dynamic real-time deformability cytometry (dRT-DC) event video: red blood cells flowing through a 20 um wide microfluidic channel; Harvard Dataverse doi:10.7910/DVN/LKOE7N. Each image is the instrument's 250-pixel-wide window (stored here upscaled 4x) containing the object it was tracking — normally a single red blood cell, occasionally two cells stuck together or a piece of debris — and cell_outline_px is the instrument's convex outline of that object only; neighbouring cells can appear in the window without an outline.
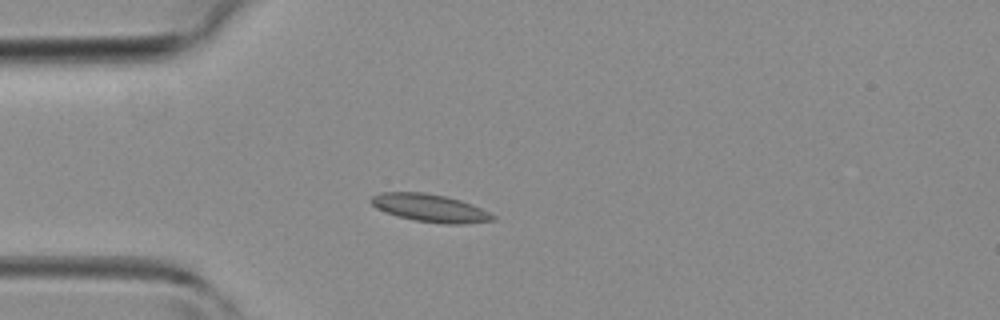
{"species": "common noctule bat (a hibernating species)", "species_latin": "Nyctalus noctula", "temperature_condition": "room temperature", "stored_images_in_passage": 32, "camera_frame_rate_fps": 3000, "um_per_image_px": 0.085, "animal": {"sex": "female", "body_mass_g": 19.3, "forearm_length_mm": 54.1}, "frame": {"image": 1, "passage_image": 1, "time_ms": 0.0, "image_size_px": [1000, 320], "cell_outline_px": [[496, 220], [464, 224], [444, 224], [416, 220], [396, 216], [376, 208], [368, 200], [372, 196], [380, 192], [424, 192], [448, 196], [472, 204], [496, 216]], "centroid_in_image_um": [36.55, 17.67], "position_along_channel_um": 48.5, "area_um2": 19.83}}
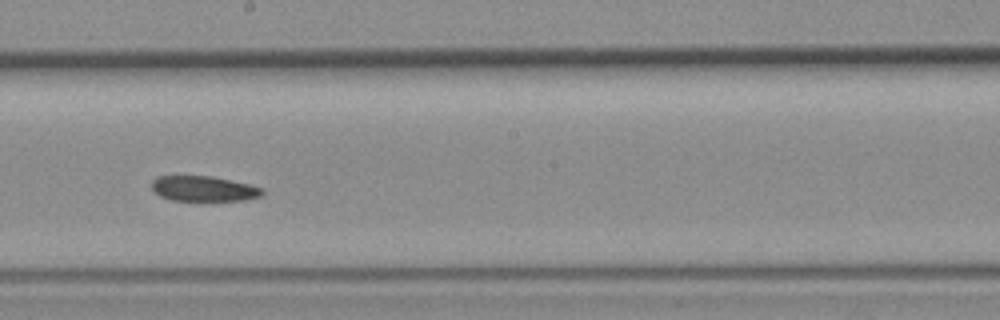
{"frame": {"image": 2, "passage_image": 13, "time_ms": 4.0, "image_size_px": [1000, 320], "cell_outline_px": [[264, 192], [260, 196], [244, 200], [172, 200], [160, 196], [152, 188], [152, 180], [156, 176], [212, 176], [248, 184], [264, 188]], "centroid_in_image_um": [17.31, 16.03], "position_along_channel_um": 230.9, "area_um2": 16.13}}
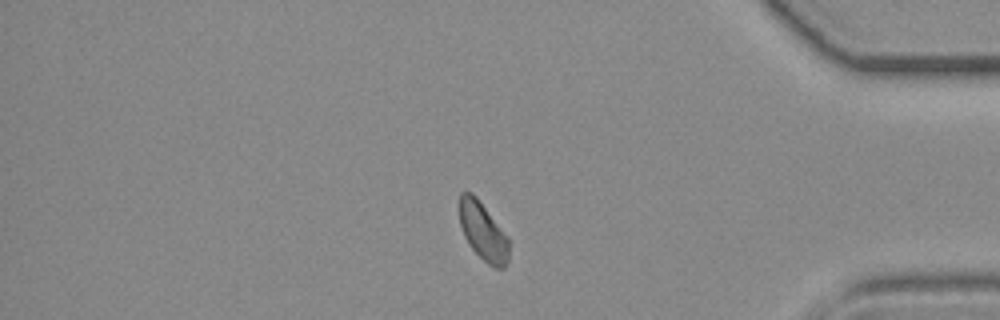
{"frame": {"image": 3, "passage_image": 25, "time_ms": 8.0, "image_size_px": [1000, 320], "cell_outline_px": [[508, 264], [504, 268], [496, 268], [488, 264], [468, 244], [464, 236], [460, 224], [460, 192], [472, 192], [476, 196], [508, 236]], "centroid_in_image_um": [41.06, 19.67], "position_along_channel_um": 394.1, "area_um2": 16.65}}